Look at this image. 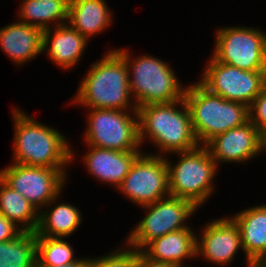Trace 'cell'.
<instances>
[{
    "mask_svg": "<svg viewBox=\"0 0 266 267\" xmlns=\"http://www.w3.org/2000/svg\"><path fill=\"white\" fill-rule=\"evenodd\" d=\"M129 55L124 50L109 52L94 63L82 81L75 101L95 109L124 110L130 96Z\"/></svg>",
    "mask_w": 266,
    "mask_h": 267,
    "instance_id": "6da1fadb",
    "label": "cell"
},
{
    "mask_svg": "<svg viewBox=\"0 0 266 267\" xmlns=\"http://www.w3.org/2000/svg\"><path fill=\"white\" fill-rule=\"evenodd\" d=\"M184 101L197 141L205 145L215 136L249 121V107L212 94L200 83L187 87Z\"/></svg>",
    "mask_w": 266,
    "mask_h": 267,
    "instance_id": "7a4b0ae2",
    "label": "cell"
},
{
    "mask_svg": "<svg viewBox=\"0 0 266 267\" xmlns=\"http://www.w3.org/2000/svg\"><path fill=\"white\" fill-rule=\"evenodd\" d=\"M183 105L184 112L174 108ZM140 142L148 134L164 151L183 152L198 147L184 98L172 103L148 104L137 108Z\"/></svg>",
    "mask_w": 266,
    "mask_h": 267,
    "instance_id": "3957f363",
    "label": "cell"
},
{
    "mask_svg": "<svg viewBox=\"0 0 266 267\" xmlns=\"http://www.w3.org/2000/svg\"><path fill=\"white\" fill-rule=\"evenodd\" d=\"M15 156L17 164L62 169L73 153L64 136L58 131L40 125L25 114L14 110Z\"/></svg>",
    "mask_w": 266,
    "mask_h": 267,
    "instance_id": "277c9868",
    "label": "cell"
},
{
    "mask_svg": "<svg viewBox=\"0 0 266 267\" xmlns=\"http://www.w3.org/2000/svg\"><path fill=\"white\" fill-rule=\"evenodd\" d=\"M179 153L182 158L175 167L167 162L170 195L189 200L197 207L212 191L210 183L217 164L206 146Z\"/></svg>",
    "mask_w": 266,
    "mask_h": 267,
    "instance_id": "5b68a950",
    "label": "cell"
},
{
    "mask_svg": "<svg viewBox=\"0 0 266 267\" xmlns=\"http://www.w3.org/2000/svg\"><path fill=\"white\" fill-rule=\"evenodd\" d=\"M133 79L129 78L130 92L135 93L137 108L148 104L172 103L184 98L173 71L163 61L152 57H141L132 63Z\"/></svg>",
    "mask_w": 266,
    "mask_h": 267,
    "instance_id": "8992f818",
    "label": "cell"
},
{
    "mask_svg": "<svg viewBox=\"0 0 266 267\" xmlns=\"http://www.w3.org/2000/svg\"><path fill=\"white\" fill-rule=\"evenodd\" d=\"M213 59L242 70L266 71V35L250 28L217 32Z\"/></svg>",
    "mask_w": 266,
    "mask_h": 267,
    "instance_id": "52a82bcc",
    "label": "cell"
},
{
    "mask_svg": "<svg viewBox=\"0 0 266 267\" xmlns=\"http://www.w3.org/2000/svg\"><path fill=\"white\" fill-rule=\"evenodd\" d=\"M200 84L212 94L248 107L266 86V71H248L212 58Z\"/></svg>",
    "mask_w": 266,
    "mask_h": 267,
    "instance_id": "ba28073f",
    "label": "cell"
},
{
    "mask_svg": "<svg viewBox=\"0 0 266 267\" xmlns=\"http://www.w3.org/2000/svg\"><path fill=\"white\" fill-rule=\"evenodd\" d=\"M89 116L87 143L115 151H137L140 144L139 121L122 110L92 109Z\"/></svg>",
    "mask_w": 266,
    "mask_h": 267,
    "instance_id": "9c48e42d",
    "label": "cell"
},
{
    "mask_svg": "<svg viewBox=\"0 0 266 267\" xmlns=\"http://www.w3.org/2000/svg\"><path fill=\"white\" fill-rule=\"evenodd\" d=\"M167 196L166 200L162 198L144 206L150 212L129 236L128 243L132 248L146 247L150 241L165 234L187 228L182 223L197 207L189 200Z\"/></svg>",
    "mask_w": 266,
    "mask_h": 267,
    "instance_id": "30bf717a",
    "label": "cell"
},
{
    "mask_svg": "<svg viewBox=\"0 0 266 267\" xmlns=\"http://www.w3.org/2000/svg\"><path fill=\"white\" fill-rule=\"evenodd\" d=\"M138 205H148L161 200L169 191V170L166 159L140 154L130 171L118 186Z\"/></svg>",
    "mask_w": 266,
    "mask_h": 267,
    "instance_id": "8fae6325",
    "label": "cell"
},
{
    "mask_svg": "<svg viewBox=\"0 0 266 267\" xmlns=\"http://www.w3.org/2000/svg\"><path fill=\"white\" fill-rule=\"evenodd\" d=\"M63 171L15 163L0 171V178L37 210L40 204L54 202L65 179Z\"/></svg>",
    "mask_w": 266,
    "mask_h": 267,
    "instance_id": "7c38bea8",
    "label": "cell"
},
{
    "mask_svg": "<svg viewBox=\"0 0 266 267\" xmlns=\"http://www.w3.org/2000/svg\"><path fill=\"white\" fill-rule=\"evenodd\" d=\"M266 145V137L249 120L211 139L206 147L215 161H244L252 158Z\"/></svg>",
    "mask_w": 266,
    "mask_h": 267,
    "instance_id": "4fadbf2b",
    "label": "cell"
},
{
    "mask_svg": "<svg viewBox=\"0 0 266 267\" xmlns=\"http://www.w3.org/2000/svg\"><path fill=\"white\" fill-rule=\"evenodd\" d=\"M202 236L200 243L196 241V254L202 252L208 260L217 264L229 263L238 248H242L239 228L232 218L211 222Z\"/></svg>",
    "mask_w": 266,
    "mask_h": 267,
    "instance_id": "5bb4252c",
    "label": "cell"
},
{
    "mask_svg": "<svg viewBox=\"0 0 266 267\" xmlns=\"http://www.w3.org/2000/svg\"><path fill=\"white\" fill-rule=\"evenodd\" d=\"M0 43L2 50L21 64L43 51V30L19 21L0 30Z\"/></svg>",
    "mask_w": 266,
    "mask_h": 267,
    "instance_id": "9a60e30c",
    "label": "cell"
},
{
    "mask_svg": "<svg viewBox=\"0 0 266 267\" xmlns=\"http://www.w3.org/2000/svg\"><path fill=\"white\" fill-rule=\"evenodd\" d=\"M91 152L86 155L85 162L89 171L102 181H108L119 186L136 158L138 151H115L91 146Z\"/></svg>",
    "mask_w": 266,
    "mask_h": 267,
    "instance_id": "2e32d148",
    "label": "cell"
},
{
    "mask_svg": "<svg viewBox=\"0 0 266 267\" xmlns=\"http://www.w3.org/2000/svg\"><path fill=\"white\" fill-rule=\"evenodd\" d=\"M189 228L170 232L150 241L141 253L148 259L181 267L182 259L196 255V237Z\"/></svg>",
    "mask_w": 266,
    "mask_h": 267,
    "instance_id": "e0dca14e",
    "label": "cell"
},
{
    "mask_svg": "<svg viewBox=\"0 0 266 267\" xmlns=\"http://www.w3.org/2000/svg\"><path fill=\"white\" fill-rule=\"evenodd\" d=\"M238 226L248 264L266 255V205L242 211L232 219Z\"/></svg>",
    "mask_w": 266,
    "mask_h": 267,
    "instance_id": "ac0fdd59",
    "label": "cell"
},
{
    "mask_svg": "<svg viewBox=\"0 0 266 267\" xmlns=\"http://www.w3.org/2000/svg\"><path fill=\"white\" fill-rule=\"evenodd\" d=\"M110 13L103 0H69L71 27L86 39L109 25Z\"/></svg>",
    "mask_w": 266,
    "mask_h": 267,
    "instance_id": "d6986e66",
    "label": "cell"
},
{
    "mask_svg": "<svg viewBox=\"0 0 266 267\" xmlns=\"http://www.w3.org/2000/svg\"><path fill=\"white\" fill-rule=\"evenodd\" d=\"M68 8L69 0H25L23 2L20 17L27 20L22 22L43 30V51L51 41L50 28L46 22L68 19ZM28 19L36 20L37 23H31Z\"/></svg>",
    "mask_w": 266,
    "mask_h": 267,
    "instance_id": "ffe728a7",
    "label": "cell"
},
{
    "mask_svg": "<svg viewBox=\"0 0 266 267\" xmlns=\"http://www.w3.org/2000/svg\"><path fill=\"white\" fill-rule=\"evenodd\" d=\"M63 25V26H62ZM87 39L73 27L58 23L49 46L51 59L62 67L73 66L80 58Z\"/></svg>",
    "mask_w": 266,
    "mask_h": 267,
    "instance_id": "44dd1931",
    "label": "cell"
},
{
    "mask_svg": "<svg viewBox=\"0 0 266 267\" xmlns=\"http://www.w3.org/2000/svg\"><path fill=\"white\" fill-rule=\"evenodd\" d=\"M0 213L14 224L18 221L24 222V228L22 227L24 232H36L38 228L39 216L36 214V209L25 197L9 187L1 178Z\"/></svg>",
    "mask_w": 266,
    "mask_h": 267,
    "instance_id": "7402d4cb",
    "label": "cell"
},
{
    "mask_svg": "<svg viewBox=\"0 0 266 267\" xmlns=\"http://www.w3.org/2000/svg\"><path fill=\"white\" fill-rule=\"evenodd\" d=\"M50 213L39 215L36 236L63 238L69 236L79 226L81 215L69 204L57 205Z\"/></svg>",
    "mask_w": 266,
    "mask_h": 267,
    "instance_id": "603a6c76",
    "label": "cell"
},
{
    "mask_svg": "<svg viewBox=\"0 0 266 267\" xmlns=\"http://www.w3.org/2000/svg\"><path fill=\"white\" fill-rule=\"evenodd\" d=\"M36 232L0 242V267H36Z\"/></svg>",
    "mask_w": 266,
    "mask_h": 267,
    "instance_id": "cb8c5ba5",
    "label": "cell"
},
{
    "mask_svg": "<svg viewBox=\"0 0 266 267\" xmlns=\"http://www.w3.org/2000/svg\"><path fill=\"white\" fill-rule=\"evenodd\" d=\"M36 265H63L76 262L73 250L62 238L36 236Z\"/></svg>",
    "mask_w": 266,
    "mask_h": 267,
    "instance_id": "d4e9b609",
    "label": "cell"
},
{
    "mask_svg": "<svg viewBox=\"0 0 266 267\" xmlns=\"http://www.w3.org/2000/svg\"><path fill=\"white\" fill-rule=\"evenodd\" d=\"M137 248L136 250L130 251H118L110 256L99 258L96 260H89L87 267H135L137 259Z\"/></svg>",
    "mask_w": 266,
    "mask_h": 267,
    "instance_id": "484cf974",
    "label": "cell"
},
{
    "mask_svg": "<svg viewBox=\"0 0 266 267\" xmlns=\"http://www.w3.org/2000/svg\"><path fill=\"white\" fill-rule=\"evenodd\" d=\"M249 120L266 137V86L249 106Z\"/></svg>",
    "mask_w": 266,
    "mask_h": 267,
    "instance_id": "4316f807",
    "label": "cell"
},
{
    "mask_svg": "<svg viewBox=\"0 0 266 267\" xmlns=\"http://www.w3.org/2000/svg\"><path fill=\"white\" fill-rule=\"evenodd\" d=\"M15 225L0 213V242L11 241L23 232L20 228L16 229Z\"/></svg>",
    "mask_w": 266,
    "mask_h": 267,
    "instance_id": "83f0119b",
    "label": "cell"
},
{
    "mask_svg": "<svg viewBox=\"0 0 266 267\" xmlns=\"http://www.w3.org/2000/svg\"><path fill=\"white\" fill-rule=\"evenodd\" d=\"M135 267H177L168 263L155 262L146 258L141 251L137 250V259Z\"/></svg>",
    "mask_w": 266,
    "mask_h": 267,
    "instance_id": "f1b7e54d",
    "label": "cell"
},
{
    "mask_svg": "<svg viewBox=\"0 0 266 267\" xmlns=\"http://www.w3.org/2000/svg\"><path fill=\"white\" fill-rule=\"evenodd\" d=\"M89 263V260L81 259L77 260L76 262H72L69 264H63V265H36V267H87Z\"/></svg>",
    "mask_w": 266,
    "mask_h": 267,
    "instance_id": "f546056e",
    "label": "cell"
},
{
    "mask_svg": "<svg viewBox=\"0 0 266 267\" xmlns=\"http://www.w3.org/2000/svg\"><path fill=\"white\" fill-rule=\"evenodd\" d=\"M248 267H265L260 261H252Z\"/></svg>",
    "mask_w": 266,
    "mask_h": 267,
    "instance_id": "4dcf8cb0",
    "label": "cell"
},
{
    "mask_svg": "<svg viewBox=\"0 0 266 267\" xmlns=\"http://www.w3.org/2000/svg\"><path fill=\"white\" fill-rule=\"evenodd\" d=\"M260 262L266 267V255L260 260Z\"/></svg>",
    "mask_w": 266,
    "mask_h": 267,
    "instance_id": "1f68e13d",
    "label": "cell"
}]
</instances>
